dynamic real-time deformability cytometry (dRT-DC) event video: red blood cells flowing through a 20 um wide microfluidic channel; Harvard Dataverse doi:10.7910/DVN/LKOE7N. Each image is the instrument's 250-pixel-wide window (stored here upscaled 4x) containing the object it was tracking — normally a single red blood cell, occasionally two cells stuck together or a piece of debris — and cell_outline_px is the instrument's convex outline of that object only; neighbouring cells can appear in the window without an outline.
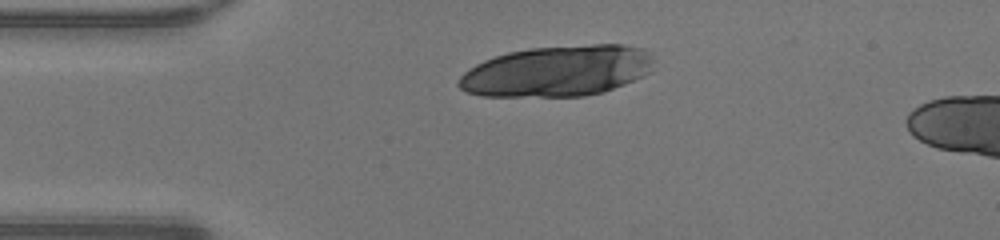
{"species": "human", "species_latin": "Homo sapiens", "temperature_condition": "warm", "stored_images_in_passage": 5, "camera_frame_rate_fps": 3000, "um_per_image_px": 0.085, "donor": {"sex": "male"}, "frame": {"image": 1, "passage_image": 1, "time_ms": 0.0, "image_size_px": [1000, 240], "cell_outline_px": [[656, 60], [652, 72], [644, 76], [604, 92], [584, 96], [484, 96], [468, 92], [460, 88], [456, 84], [460, 76], [468, 68], [484, 60], [508, 52], [532, 48], [592, 44], [624, 44], [644, 48]], "centroid_in_image_um": [47.43, 6.03], "position_along_channel_um": 37.6, "area_um2": 58.26}}